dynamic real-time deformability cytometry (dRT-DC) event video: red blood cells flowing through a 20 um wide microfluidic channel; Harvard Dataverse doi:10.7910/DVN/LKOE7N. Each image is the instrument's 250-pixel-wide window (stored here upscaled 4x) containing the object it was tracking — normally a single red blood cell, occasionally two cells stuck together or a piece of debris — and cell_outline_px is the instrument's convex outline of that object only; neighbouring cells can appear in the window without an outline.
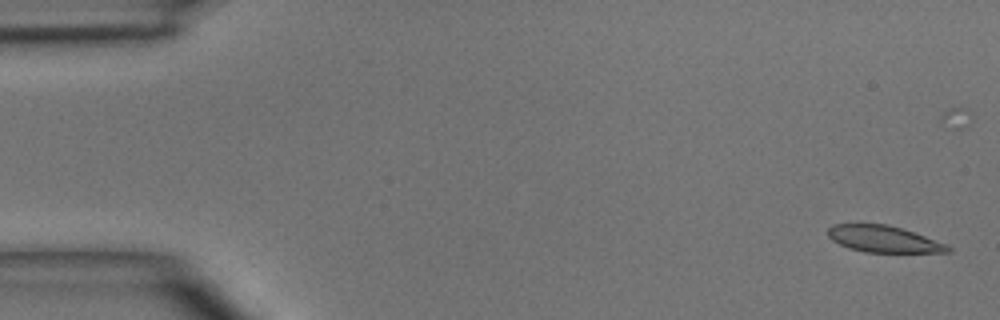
{"species": "common noctule bat (a hibernating species)", "species_latin": "Nyctalus noctula", "temperature_condition": "room temperature", "stored_images_in_passage": 5, "camera_frame_rate_fps": 3000, "um_per_image_px": 0.085, "animal": {"sex": "male", "body_mass_g": 15.6}, "frame": {"image": 1, "passage_image": 1, "time_ms": 0.0, "image_size_px": [1000, 320], "cell_outline_px": [[952, 252], [864, 252], [848, 248], [832, 240], [828, 236], [828, 228], [832, 224], [888, 224], [924, 236], [944, 244], [952, 248]], "centroid_in_image_um": [75.06, 20.32], "position_along_channel_um": 9.9, "area_um2": 18.32}}
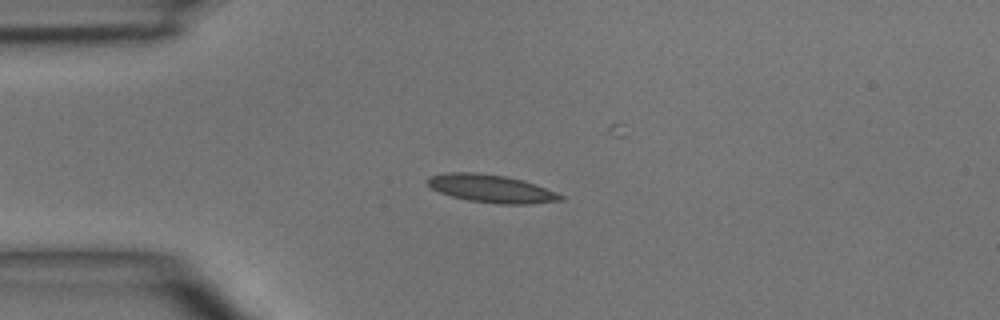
{"frame": {"image": 2, "passage_image": 3, "time_ms": 3.333, "image_size_px": [1000, 320], "cell_outline_px": [[564, 200], [528, 204], [496, 204], [468, 200], [452, 196], [440, 192], [432, 188], [428, 184], [428, 176], [444, 172], [476, 172], [504, 176], [524, 180], [536, 184], [556, 192], [564, 196]], "centroid_in_image_um": [41.77, 16.03], "position_along_channel_um": 43.2, "area_um2": 21.68}}